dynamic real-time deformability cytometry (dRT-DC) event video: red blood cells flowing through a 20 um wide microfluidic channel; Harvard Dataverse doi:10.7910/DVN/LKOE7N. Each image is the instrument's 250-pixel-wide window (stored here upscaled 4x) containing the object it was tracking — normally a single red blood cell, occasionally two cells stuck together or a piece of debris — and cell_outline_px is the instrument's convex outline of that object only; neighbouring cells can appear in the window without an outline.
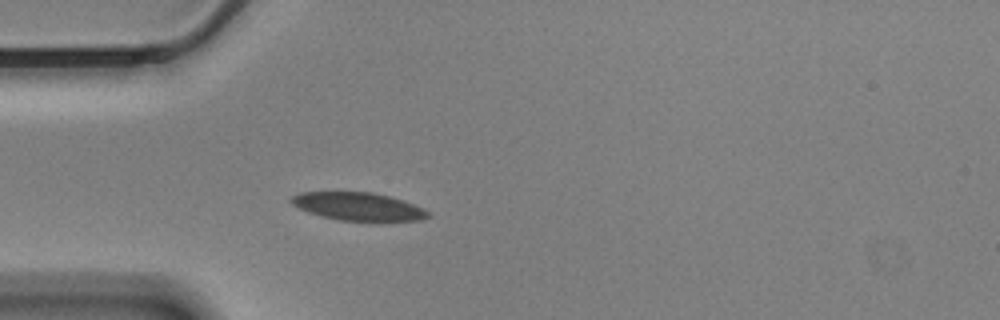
{"species": "Egyptian fruit bat (a non-hibernating species)", "species_latin": "Rousettus aegyptiacus", "temperature_condition": "cold", "stored_images_in_passage": 39, "camera_frame_rate_fps": 3000, "um_per_image_px": 0.085, "animal": {"sex": "male"}, "frame": {"image": 1, "passage_image": 1, "time_ms": 0.0, "image_size_px": [1000, 320], "cell_outline_px": [[432, 216], [420, 220], [340, 220], [320, 216], [308, 212], [292, 204], [288, 200], [292, 196], [300, 192], [372, 192], [404, 200], [424, 208]], "centroid_in_image_um": [30.44, 17.54], "position_along_channel_um": 54.6, "area_um2": 22.14}}
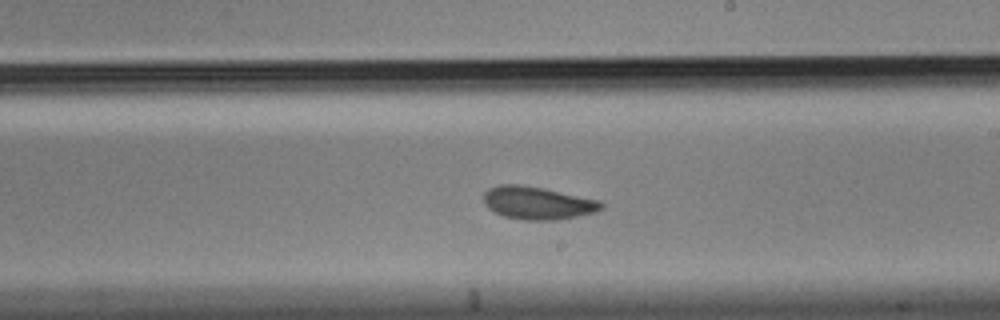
{"frame": {"image": 2, "passage_image": 18, "time_ms": 5.667, "image_size_px": [1000, 320], "cell_outline_px": [[604, 208], [596, 212], [556, 220], [524, 220], [504, 216], [488, 208], [484, 204], [484, 192], [488, 188], [500, 184], [520, 184], [544, 188], [600, 200], [604, 204]], "centroid_in_image_um": [45.7, 17.24], "position_along_channel_um": 243.3, "area_um2": 22.6}}
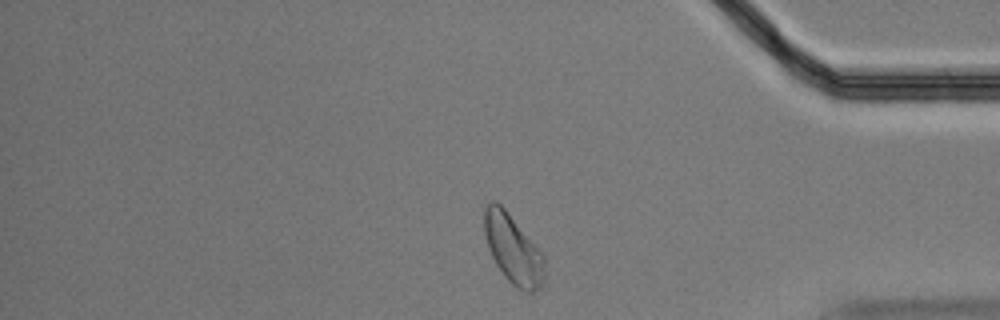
{"frame": {"image": 3, "passage_image": 33, "time_ms": 10.667, "image_size_px": [1000, 320], "cell_outline_px": [[544, 280], [532, 292], [524, 292], [516, 288], [504, 276], [496, 264], [488, 248], [484, 232], [484, 208], [492, 200], [496, 200], [508, 212], [544, 256]], "centroid_in_image_um": [43.58, 21.17], "position_along_channel_um": 391.6, "area_um2": 23.93}, "authors_computed_cell_mechanics": {"area_um2": 22.542, "velocity_mm_per_s": 3.4315, "shape_relaxation_time_tau1_ms": 4.8665, "shape_relaxation_time_tau2_ms": 4.8737, "deformation_change_tau1": 0.0968, "deformation_change_tau2": 0.0745}}